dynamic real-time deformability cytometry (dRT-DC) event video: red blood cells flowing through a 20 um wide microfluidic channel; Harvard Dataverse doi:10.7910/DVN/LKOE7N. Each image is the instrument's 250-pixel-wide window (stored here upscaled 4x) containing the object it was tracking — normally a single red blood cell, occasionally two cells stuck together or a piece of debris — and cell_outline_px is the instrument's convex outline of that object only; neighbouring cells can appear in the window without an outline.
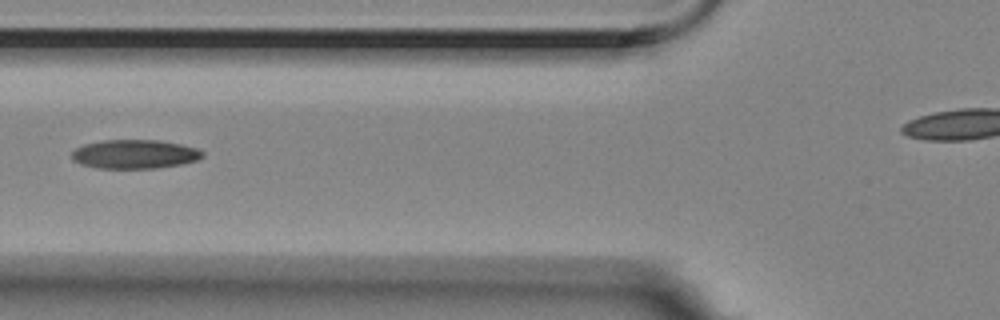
{"species": "Egyptian fruit bat (a non-hibernating species)", "species_latin": "Rousettus aegyptiacus", "temperature_condition": "room temperature", "stored_images_in_passage": 4, "camera_frame_rate_fps": 3000, "um_per_image_px": 0.085, "animal": {"sex": "female"}, "frame": {"image": 1, "passage_image": 4, "time_ms": 1.0, "image_size_px": [1000, 320], "cell_outline_px": [[204, 156], [196, 160], [180, 164], [156, 168], [96, 168], [80, 164], [72, 160], [72, 152], [76, 148], [84, 144], [100, 140], [160, 140], [200, 148], [204, 152]], "centroid_in_image_um": [11.45, 13.09], "position_along_channel_um": 114.4, "area_um2": 22.2}}